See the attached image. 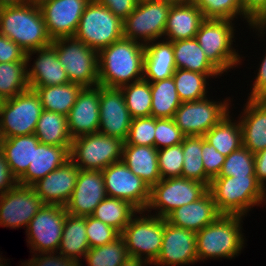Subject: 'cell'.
I'll return each mask as SVG.
<instances>
[{
  "mask_svg": "<svg viewBox=\"0 0 266 266\" xmlns=\"http://www.w3.org/2000/svg\"><path fill=\"white\" fill-rule=\"evenodd\" d=\"M145 45L122 38L98 52L99 85L120 88L143 79Z\"/></svg>",
  "mask_w": 266,
  "mask_h": 266,
  "instance_id": "obj_1",
  "label": "cell"
},
{
  "mask_svg": "<svg viewBox=\"0 0 266 266\" xmlns=\"http://www.w3.org/2000/svg\"><path fill=\"white\" fill-rule=\"evenodd\" d=\"M0 35L26 53L52 44L39 5L24 0L0 6Z\"/></svg>",
  "mask_w": 266,
  "mask_h": 266,
  "instance_id": "obj_2",
  "label": "cell"
},
{
  "mask_svg": "<svg viewBox=\"0 0 266 266\" xmlns=\"http://www.w3.org/2000/svg\"><path fill=\"white\" fill-rule=\"evenodd\" d=\"M245 216L221 214L214 222L196 232L197 260L227 258L241 254L245 236L242 222Z\"/></svg>",
  "mask_w": 266,
  "mask_h": 266,
  "instance_id": "obj_3",
  "label": "cell"
},
{
  "mask_svg": "<svg viewBox=\"0 0 266 266\" xmlns=\"http://www.w3.org/2000/svg\"><path fill=\"white\" fill-rule=\"evenodd\" d=\"M208 190L217 210L225 215L246 216L251 208L266 203V189L256 176L215 177Z\"/></svg>",
  "mask_w": 266,
  "mask_h": 266,
  "instance_id": "obj_4",
  "label": "cell"
},
{
  "mask_svg": "<svg viewBox=\"0 0 266 266\" xmlns=\"http://www.w3.org/2000/svg\"><path fill=\"white\" fill-rule=\"evenodd\" d=\"M234 25L228 19H205L195 35L206 57L222 74L238 67L243 58L232 46L236 33Z\"/></svg>",
  "mask_w": 266,
  "mask_h": 266,
  "instance_id": "obj_5",
  "label": "cell"
},
{
  "mask_svg": "<svg viewBox=\"0 0 266 266\" xmlns=\"http://www.w3.org/2000/svg\"><path fill=\"white\" fill-rule=\"evenodd\" d=\"M74 37L99 52L123 38V20L106 6L90 0Z\"/></svg>",
  "mask_w": 266,
  "mask_h": 266,
  "instance_id": "obj_6",
  "label": "cell"
},
{
  "mask_svg": "<svg viewBox=\"0 0 266 266\" xmlns=\"http://www.w3.org/2000/svg\"><path fill=\"white\" fill-rule=\"evenodd\" d=\"M124 141L100 132L86 134L72 140L70 160L80 170L102 171L122 161Z\"/></svg>",
  "mask_w": 266,
  "mask_h": 266,
  "instance_id": "obj_7",
  "label": "cell"
},
{
  "mask_svg": "<svg viewBox=\"0 0 266 266\" xmlns=\"http://www.w3.org/2000/svg\"><path fill=\"white\" fill-rule=\"evenodd\" d=\"M71 83L83 87L99 85L98 52L75 37L52 40L51 44Z\"/></svg>",
  "mask_w": 266,
  "mask_h": 266,
  "instance_id": "obj_8",
  "label": "cell"
},
{
  "mask_svg": "<svg viewBox=\"0 0 266 266\" xmlns=\"http://www.w3.org/2000/svg\"><path fill=\"white\" fill-rule=\"evenodd\" d=\"M138 213L140 216H137ZM163 232L164 218L138 211L121 233L129 257L142 259L152 265L159 256Z\"/></svg>",
  "mask_w": 266,
  "mask_h": 266,
  "instance_id": "obj_9",
  "label": "cell"
},
{
  "mask_svg": "<svg viewBox=\"0 0 266 266\" xmlns=\"http://www.w3.org/2000/svg\"><path fill=\"white\" fill-rule=\"evenodd\" d=\"M42 111L40 97L31 88L7 99L0 113V139L34 134Z\"/></svg>",
  "mask_w": 266,
  "mask_h": 266,
  "instance_id": "obj_10",
  "label": "cell"
},
{
  "mask_svg": "<svg viewBox=\"0 0 266 266\" xmlns=\"http://www.w3.org/2000/svg\"><path fill=\"white\" fill-rule=\"evenodd\" d=\"M208 187L199 181L182 177L161 179L151 187L150 201L145 211L165 218L182 205L198 200ZM157 211V212H156Z\"/></svg>",
  "mask_w": 266,
  "mask_h": 266,
  "instance_id": "obj_11",
  "label": "cell"
},
{
  "mask_svg": "<svg viewBox=\"0 0 266 266\" xmlns=\"http://www.w3.org/2000/svg\"><path fill=\"white\" fill-rule=\"evenodd\" d=\"M183 102L174 115V121L185 136H204L227 114L231 106L230 97L222 101L209 100Z\"/></svg>",
  "mask_w": 266,
  "mask_h": 266,
  "instance_id": "obj_12",
  "label": "cell"
},
{
  "mask_svg": "<svg viewBox=\"0 0 266 266\" xmlns=\"http://www.w3.org/2000/svg\"><path fill=\"white\" fill-rule=\"evenodd\" d=\"M171 6L164 0L137 4L123 20V38L144 45L162 39Z\"/></svg>",
  "mask_w": 266,
  "mask_h": 266,
  "instance_id": "obj_13",
  "label": "cell"
},
{
  "mask_svg": "<svg viewBox=\"0 0 266 266\" xmlns=\"http://www.w3.org/2000/svg\"><path fill=\"white\" fill-rule=\"evenodd\" d=\"M65 207L58 205H43L42 208L29 222L26 230L28 246L32 253L58 252L64 221L66 218Z\"/></svg>",
  "mask_w": 266,
  "mask_h": 266,
  "instance_id": "obj_14",
  "label": "cell"
},
{
  "mask_svg": "<svg viewBox=\"0 0 266 266\" xmlns=\"http://www.w3.org/2000/svg\"><path fill=\"white\" fill-rule=\"evenodd\" d=\"M106 194L130 202L139 211H145L150 201L149 185L135 175L123 161L102 170Z\"/></svg>",
  "mask_w": 266,
  "mask_h": 266,
  "instance_id": "obj_15",
  "label": "cell"
},
{
  "mask_svg": "<svg viewBox=\"0 0 266 266\" xmlns=\"http://www.w3.org/2000/svg\"><path fill=\"white\" fill-rule=\"evenodd\" d=\"M43 205L31 186L17 184L0 195V226L13 229L27 228Z\"/></svg>",
  "mask_w": 266,
  "mask_h": 266,
  "instance_id": "obj_16",
  "label": "cell"
},
{
  "mask_svg": "<svg viewBox=\"0 0 266 266\" xmlns=\"http://www.w3.org/2000/svg\"><path fill=\"white\" fill-rule=\"evenodd\" d=\"M90 0H44L39 4L52 40L74 37L80 18Z\"/></svg>",
  "mask_w": 266,
  "mask_h": 266,
  "instance_id": "obj_17",
  "label": "cell"
},
{
  "mask_svg": "<svg viewBox=\"0 0 266 266\" xmlns=\"http://www.w3.org/2000/svg\"><path fill=\"white\" fill-rule=\"evenodd\" d=\"M197 262L196 233L174 226L164 218L161 250L152 265L184 266Z\"/></svg>",
  "mask_w": 266,
  "mask_h": 266,
  "instance_id": "obj_18",
  "label": "cell"
},
{
  "mask_svg": "<svg viewBox=\"0 0 266 266\" xmlns=\"http://www.w3.org/2000/svg\"><path fill=\"white\" fill-rule=\"evenodd\" d=\"M99 118L98 132L126 140L132 117L120 88L100 86Z\"/></svg>",
  "mask_w": 266,
  "mask_h": 266,
  "instance_id": "obj_19",
  "label": "cell"
},
{
  "mask_svg": "<svg viewBox=\"0 0 266 266\" xmlns=\"http://www.w3.org/2000/svg\"><path fill=\"white\" fill-rule=\"evenodd\" d=\"M107 197L102 171L80 170L72 195L65 205L74 216H91L96 206Z\"/></svg>",
  "mask_w": 266,
  "mask_h": 266,
  "instance_id": "obj_20",
  "label": "cell"
},
{
  "mask_svg": "<svg viewBox=\"0 0 266 266\" xmlns=\"http://www.w3.org/2000/svg\"><path fill=\"white\" fill-rule=\"evenodd\" d=\"M79 168L71 161L34 183L31 187L44 205L65 207L77 182Z\"/></svg>",
  "mask_w": 266,
  "mask_h": 266,
  "instance_id": "obj_21",
  "label": "cell"
},
{
  "mask_svg": "<svg viewBox=\"0 0 266 266\" xmlns=\"http://www.w3.org/2000/svg\"><path fill=\"white\" fill-rule=\"evenodd\" d=\"M99 102L100 85L82 88L67 115L68 130L72 139L98 132Z\"/></svg>",
  "mask_w": 266,
  "mask_h": 266,
  "instance_id": "obj_22",
  "label": "cell"
},
{
  "mask_svg": "<svg viewBox=\"0 0 266 266\" xmlns=\"http://www.w3.org/2000/svg\"><path fill=\"white\" fill-rule=\"evenodd\" d=\"M33 54L38 57L35 56L36 59H34L33 65L30 66L29 62L32 60ZM26 61L27 81L29 88L33 90L36 87L63 85L70 82L52 45L27 52Z\"/></svg>",
  "mask_w": 266,
  "mask_h": 266,
  "instance_id": "obj_23",
  "label": "cell"
},
{
  "mask_svg": "<svg viewBox=\"0 0 266 266\" xmlns=\"http://www.w3.org/2000/svg\"><path fill=\"white\" fill-rule=\"evenodd\" d=\"M220 215L211 193L207 190L198 200L176 208L165 219L174 226L196 233Z\"/></svg>",
  "mask_w": 266,
  "mask_h": 266,
  "instance_id": "obj_24",
  "label": "cell"
},
{
  "mask_svg": "<svg viewBox=\"0 0 266 266\" xmlns=\"http://www.w3.org/2000/svg\"><path fill=\"white\" fill-rule=\"evenodd\" d=\"M238 120L243 147L256 154L266 149V99H247Z\"/></svg>",
  "mask_w": 266,
  "mask_h": 266,
  "instance_id": "obj_25",
  "label": "cell"
},
{
  "mask_svg": "<svg viewBox=\"0 0 266 266\" xmlns=\"http://www.w3.org/2000/svg\"><path fill=\"white\" fill-rule=\"evenodd\" d=\"M69 160L70 150L67 147L39 143L34 148L33 162L17 182L19 185L32 186Z\"/></svg>",
  "mask_w": 266,
  "mask_h": 266,
  "instance_id": "obj_26",
  "label": "cell"
},
{
  "mask_svg": "<svg viewBox=\"0 0 266 266\" xmlns=\"http://www.w3.org/2000/svg\"><path fill=\"white\" fill-rule=\"evenodd\" d=\"M204 20L202 11L194 3L172 5L168 13L163 39L175 42L195 38Z\"/></svg>",
  "mask_w": 266,
  "mask_h": 266,
  "instance_id": "obj_27",
  "label": "cell"
},
{
  "mask_svg": "<svg viewBox=\"0 0 266 266\" xmlns=\"http://www.w3.org/2000/svg\"><path fill=\"white\" fill-rule=\"evenodd\" d=\"M175 70L173 42L161 39L145 45L143 79L156 82L172 77Z\"/></svg>",
  "mask_w": 266,
  "mask_h": 266,
  "instance_id": "obj_28",
  "label": "cell"
},
{
  "mask_svg": "<svg viewBox=\"0 0 266 266\" xmlns=\"http://www.w3.org/2000/svg\"><path fill=\"white\" fill-rule=\"evenodd\" d=\"M123 163L151 188L161 180L158 165V150L151 146L124 144Z\"/></svg>",
  "mask_w": 266,
  "mask_h": 266,
  "instance_id": "obj_29",
  "label": "cell"
},
{
  "mask_svg": "<svg viewBox=\"0 0 266 266\" xmlns=\"http://www.w3.org/2000/svg\"><path fill=\"white\" fill-rule=\"evenodd\" d=\"M34 135L14 136L0 139V150L10 167L12 175L18 180L33 162L34 148L39 144Z\"/></svg>",
  "mask_w": 266,
  "mask_h": 266,
  "instance_id": "obj_30",
  "label": "cell"
},
{
  "mask_svg": "<svg viewBox=\"0 0 266 266\" xmlns=\"http://www.w3.org/2000/svg\"><path fill=\"white\" fill-rule=\"evenodd\" d=\"M176 69L206 74L210 79L222 73L209 61L195 38L173 42Z\"/></svg>",
  "mask_w": 266,
  "mask_h": 266,
  "instance_id": "obj_31",
  "label": "cell"
},
{
  "mask_svg": "<svg viewBox=\"0 0 266 266\" xmlns=\"http://www.w3.org/2000/svg\"><path fill=\"white\" fill-rule=\"evenodd\" d=\"M90 249L86 234V217L66 214L61 243L57 254L80 264Z\"/></svg>",
  "mask_w": 266,
  "mask_h": 266,
  "instance_id": "obj_32",
  "label": "cell"
},
{
  "mask_svg": "<svg viewBox=\"0 0 266 266\" xmlns=\"http://www.w3.org/2000/svg\"><path fill=\"white\" fill-rule=\"evenodd\" d=\"M34 135L40 143L65 146L71 150L73 139L68 130L67 116L43 109Z\"/></svg>",
  "mask_w": 266,
  "mask_h": 266,
  "instance_id": "obj_33",
  "label": "cell"
},
{
  "mask_svg": "<svg viewBox=\"0 0 266 266\" xmlns=\"http://www.w3.org/2000/svg\"><path fill=\"white\" fill-rule=\"evenodd\" d=\"M83 86L78 83L36 87L34 90L40 97L42 108L67 116Z\"/></svg>",
  "mask_w": 266,
  "mask_h": 266,
  "instance_id": "obj_34",
  "label": "cell"
},
{
  "mask_svg": "<svg viewBox=\"0 0 266 266\" xmlns=\"http://www.w3.org/2000/svg\"><path fill=\"white\" fill-rule=\"evenodd\" d=\"M231 118L227 114L204 135L205 140L225 157L243 146L240 122Z\"/></svg>",
  "mask_w": 266,
  "mask_h": 266,
  "instance_id": "obj_35",
  "label": "cell"
},
{
  "mask_svg": "<svg viewBox=\"0 0 266 266\" xmlns=\"http://www.w3.org/2000/svg\"><path fill=\"white\" fill-rule=\"evenodd\" d=\"M138 211L126 200L107 196L96 206L91 216L113 227L121 234Z\"/></svg>",
  "mask_w": 266,
  "mask_h": 266,
  "instance_id": "obj_36",
  "label": "cell"
},
{
  "mask_svg": "<svg viewBox=\"0 0 266 266\" xmlns=\"http://www.w3.org/2000/svg\"><path fill=\"white\" fill-rule=\"evenodd\" d=\"M152 100L150 116L155 118H174L181 105L173 77L150 82Z\"/></svg>",
  "mask_w": 266,
  "mask_h": 266,
  "instance_id": "obj_37",
  "label": "cell"
},
{
  "mask_svg": "<svg viewBox=\"0 0 266 266\" xmlns=\"http://www.w3.org/2000/svg\"><path fill=\"white\" fill-rule=\"evenodd\" d=\"M182 178L204 183L209 187L211 179L205 174L202 162V136H185L182 142Z\"/></svg>",
  "mask_w": 266,
  "mask_h": 266,
  "instance_id": "obj_38",
  "label": "cell"
},
{
  "mask_svg": "<svg viewBox=\"0 0 266 266\" xmlns=\"http://www.w3.org/2000/svg\"><path fill=\"white\" fill-rule=\"evenodd\" d=\"M176 90L181 102L198 101L206 98L208 79L206 74L185 69H176L173 74Z\"/></svg>",
  "mask_w": 266,
  "mask_h": 266,
  "instance_id": "obj_39",
  "label": "cell"
},
{
  "mask_svg": "<svg viewBox=\"0 0 266 266\" xmlns=\"http://www.w3.org/2000/svg\"><path fill=\"white\" fill-rule=\"evenodd\" d=\"M120 89L132 118L150 116L152 93L149 81L141 79Z\"/></svg>",
  "mask_w": 266,
  "mask_h": 266,
  "instance_id": "obj_40",
  "label": "cell"
},
{
  "mask_svg": "<svg viewBox=\"0 0 266 266\" xmlns=\"http://www.w3.org/2000/svg\"><path fill=\"white\" fill-rule=\"evenodd\" d=\"M27 62L0 63V96L10 99L28 88Z\"/></svg>",
  "mask_w": 266,
  "mask_h": 266,
  "instance_id": "obj_41",
  "label": "cell"
},
{
  "mask_svg": "<svg viewBox=\"0 0 266 266\" xmlns=\"http://www.w3.org/2000/svg\"><path fill=\"white\" fill-rule=\"evenodd\" d=\"M128 257L121 235L106 245L90 248L84 256L87 266H120Z\"/></svg>",
  "mask_w": 266,
  "mask_h": 266,
  "instance_id": "obj_42",
  "label": "cell"
},
{
  "mask_svg": "<svg viewBox=\"0 0 266 266\" xmlns=\"http://www.w3.org/2000/svg\"><path fill=\"white\" fill-rule=\"evenodd\" d=\"M193 3L202 11L205 19L233 21L240 16L248 22L249 27L253 25V21L243 12L239 0H194Z\"/></svg>",
  "mask_w": 266,
  "mask_h": 266,
  "instance_id": "obj_43",
  "label": "cell"
},
{
  "mask_svg": "<svg viewBox=\"0 0 266 266\" xmlns=\"http://www.w3.org/2000/svg\"><path fill=\"white\" fill-rule=\"evenodd\" d=\"M233 176H255L254 154L243 146L225 157L221 172L217 177Z\"/></svg>",
  "mask_w": 266,
  "mask_h": 266,
  "instance_id": "obj_44",
  "label": "cell"
},
{
  "mask_svg": "<svg viewBox=\"0 0 266 266\" xmlns=\"http://www.w3.org/2000/svg\"><path fill=\"white\" fill-rule=\"evenodd\" d=\"M183 159L182 143L158 149V165L161 179L181 177Z\"/></svg>",
  "mask_w": 266,
  "mask_h": 266,
  "instance_id": "obj_45",
  "label": "cell"
},
{
  "mask_svg": "<svg viewBox=\"0 0 266 266\" xmlns=\"http://www.w3.org/2000/svg\"><path fill=\"white\" fill-rule=\"evenodd\" d=\"M155 117L132 118L124 144L154 147Z\"/></svg>",
  "mask_w": 266,
  "mask_h": 266,
  "instance_id": "obj_46",
  "label": "cell"
},
{
  "mask_svg": "<svg viewBox=\"0 0 266 266\" xmlns=\"http://www.w3.org/2000/svg\"><path fill=\"white\" fill-rule=\"evenodd\" d=\"M154 147L158 150L183 142L185 135L173 118H155Z\"/></svg>",
  "mask_w": 266,
  "mask_h": 266,
  "instance_id": "obj_47",
  "label": "cell"
},
{
  "mask_svg": "<svg viewBox=\"0 0 266 266\" xmlns=\"http://www.w3.org/2000/svg\"><path fill=\"white\" fill-rule=\"evenodd\" d=\"M86 234L90 248L106 245L121 235L113 227L92 216H86Z\"/></svg>",
  "mask_w": 266,
  "mask_h": 266,
  "instance_id": "obj_48",
  "label": "cell"
},
{
  "mask_svg": "<svg viewBox=\"0 0 266 266\" xmlns=\"http://www.w3.org/2000/svg\"><path fill=\"white\" fill-rule=\"evenodd\" d=\"M225 156L219 153L214 146L210 145L202 136V162L205 174L212 180L221 172Z\"/></svg>",
  "mask_w": 266,
  "mask_h": 266,
  "instance_id": "obj_49",
  "label": "cell"
},
{
  "mask_svg": "<svg viewBox=\"0 0 266 266\" xmlns=\"http://www.w3.org/2000/svg\"><path fill=\"white\" fill-rule=\"evenodd\" d=\"M37 255V256H36ZM22 266H80L75 261L68 259L61 254L39 253L34 254L31 259L23 262Z\"/></svg>",
  "mask_w": 266,
  "mask_h": 266,
  "instance_id": "obj_50",
  "label": "cell"
},
{
  "mask_svg": "<svg viewBox=\"0 0 266 266\" xmlns=\"http://www.w3.org/2000/svg\"><path fill=\"white\" fill-rule=\"evenodd\" d=\"M27 62L26 52L6 36L0 35V63Z\"/></svg>",
  "mask_w": 266,
  "mask_h": 266,
  "instance_id": "obj_51",
  "label": "cell"
},
{
  "mask_svg": "<svg viewBox=\"0 0 266 266\" xmlns=\"http://www.w3.org/2000/svg\"><path fill=\"white\" fill-rule=\"evenodd\" d=\"M97 3L106 6L115 16L124 20L131 14L136 6V0H94Z\"/></svg>",
  "mask_w": 266,
  "mask_h": 266,
  "instance_id": "obj_52",
  "label": "cell"
},
{
  "mask_svg": "<svg viewBox=\"0 0 266 266\" xmlns=\"http://www.w3.org/2000/svg\"><path fill=\"white\" fill-rule=\"evenodd\" d=\"M263 57L248 99H266V53Z\"/></svg>",
  "mask_w": 266,
  "mask_h": 266,
  "instance_id": "obj_53",
  "label": "cell"
},
{
  "mask_svg": "<svg viewBox=\"0 0 266 266\" xmlns=\"http://www.w3.org/2000/svg\"><path fill=\"white\" fill-rule=\"evenodd\" d=\"M18 184L17 179L12 175L3 152L0 150V195Z\"/></svg>",
  "mask_w": 266,
  "mask_h": 266,
  "instance_id": "obj_54",
  "label": "cell"
},
{
  "mask_svg": "<svg viewBox=\"0 0 266 266\" xmlns=\"http://www.w3.org/2000/svg\"><path fill=\"white\" fill-rule=\"evenodd\" d=\"M243 12L254 22L266 9V0H239Z\"/></svg>",
  "mask_w": 266,
  "mask_h": 266,
  "instance_id": "obj_55",
  "label": "cell"
},
{
  "mask_svg": "<svg viewBox=\"0 0 266 266\" xmlns=\"http://www.w3.org/2000/svg\"><path fill=\"white\" fill-rule=\"evenodd\" d=\"M254 164L256 179L266 189V149L254 154Z\"/></svg>",
  "mask_w": 266,
  "mask_h": 266,
  "instance_id": "obj_56",
  "label": "cell"
},
{
  "mask_svg": "<svg viewBox=\"0 0 266 266\" xmlns=\"http://www.w3.org/2000/svg\"><path fill=\"white\" fill-rule=\"evenodd\" d=\"M252 29L255 30V32H257V36L258 38L260 36H265L264 34H266V9L259 15V17L253 22V25L251 27ZM265 31V32H264Z\"/></svg>",
  "mask_w": 266,
  "mask_h": 266,
  "instance_id": "obj_57",
  "label": "cell"
},
{
  "mask_svg": "<svg viewBox=\"0 0 266 266\" xmlns=\"http://www.w3.org/2000/svg\"><path fill=\"white\" fill-rule=\"evenodd\" d=\"M148 262L135 257H128L120 266H147Z\"/></svg>",
  "mask_w": 266,
  "mask_h": 266,
  "instance_id": "obj_58",
  "label": "cell"
},
{
  "mask_svg": "<svg viewBox=\"0 0 266 266\" xmlns=\"http://www.w3.org/2000/svg\"><path fill=\"white\" fill-rule=\"evenodd\" d=\"M164 1L170 3L171 5L189 4L194 2V0H164Z\"/></svg>",
  "mask_w": 266,
  "mask_h": 266,
  "instance_id": "obj_59",
  "label": "cell"
},
{
  "mask_svg": "<svg viewBox=\"0 0 266 266\" xmlns=\"http://www.w3.org/2000/svg\"><path fill=\"white\" fill-rule=\"evenodd\" d=\"M23 0H0V6H3V5H9V4H16V3H19Z\"/></svg>",
  "mask_w": 266,
  "mask_h": 266,
  "instance_id": "obj_60",
  "label": "cell"
},
{
  "mask_svg": "<svg viewBox=\"0 0 266 266\" xmlns=\"http://www.w3.org/2000/svg\"><path fill=\"white\" fill-rule=\"evenodd\" d=\"M152 1H161V0H136L137 4H143V3H148Z\"/></svg>",
  "mask_w": 266,
  "mask_h": 266,
  "instance_id": "obj_61",
  "label": "cell"
},
{
  "mask_svg": "<svg viewBox=\"0 0 266 266\" xmlns=\"http://www.w3.org/2000/svg\"><path fill=\"white\" fill-rule=\"evenodd\" d=\"M5 101H6V99H4L2 96H0V113L3 109Z\"/></svg>",
  "mask_w": 266,
  "mask_h": 266,
  "instance_id": "obj_62",
  "label": "cell"
},
{
  "mask_svg": "<svg viewBox=\"0 0 266 266\" xmlns=\"http://www.w3.org/2000/svg\"><path fill=\"white\" fill-rule=\"evenodd\" d=\"M24 1L31 2L33 4H38L39 5L44 0H24Z\"/></svg>",
  "mask_w": 266,
  "mask_h": 266,
  "instance_id": "obj_63",
  "label": "cell"
},
{
  "mask_svg": "<svg viewBox=\"0 0 266 266\" xmlns=\"http://www.w3.org/2000/svg\"><path fill=\"white\" fill-rule=\"evenodd\" d=\"M2 259H3L4 261H3ZM5 261H7V260H6L5 258L1 257V255H0V266H6V265H8L7 262L5 263ZM3 262H4V263H3ZM5 264H6V265H5Z\"/></svg>",
  "mask_w": 266,
  "mask_h": 266,
  "instance_id": "obj_64",
  "label": "cell"
}]
</instances>
